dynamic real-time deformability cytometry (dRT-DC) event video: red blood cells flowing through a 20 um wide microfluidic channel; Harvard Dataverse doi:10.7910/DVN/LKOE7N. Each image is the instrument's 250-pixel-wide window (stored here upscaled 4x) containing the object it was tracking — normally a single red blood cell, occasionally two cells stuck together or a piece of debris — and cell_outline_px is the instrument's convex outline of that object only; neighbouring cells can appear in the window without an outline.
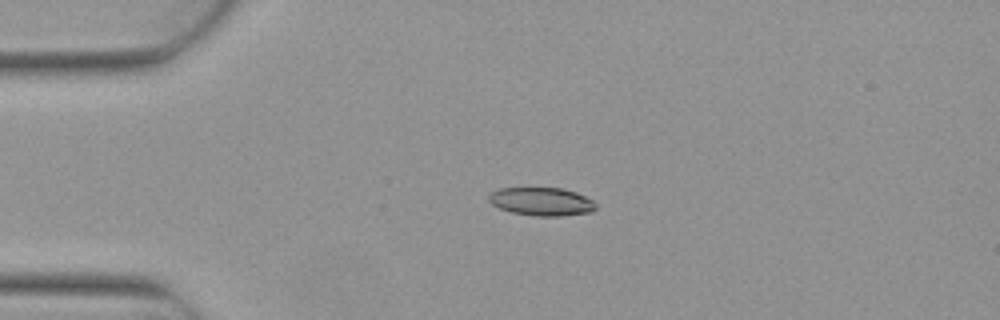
{"species": "Egyptian fruit bat (a non-hibernating species)", "species_latin": "Rousettus aegyptiacus", "temperature_condition": "warm", "stored_images_in_passage": 6, "camera_frame_rate_fps": 3000, "um_per_image_px": 0.085, "animal": {"sex": "female"}, "frame": {"image": 1, "passage_image": 4, "time_ms": 1.0, "image_size_px": [1000, 320], "cell_outline_px": [[596, 208], [588, 212], [560, 216], [536, 216], [512, 212], [500, 208], [492, 204], [488, 200], [488, 196], [492, 192], [500, 188], [564, 188], [576, 192], [592, 200], [596, 204]], "centroid_in_image_um": [46.02, 17.12], "position_along_channel_um": 39.0, "area_um2": 17.46}}
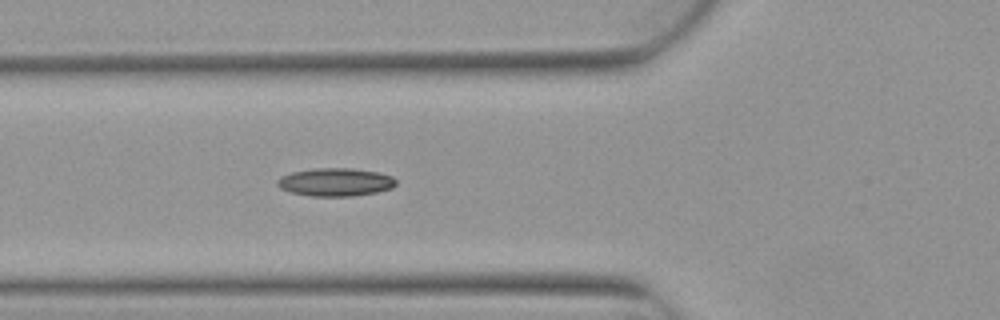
{"frame": {"image": 2, "passage_image": 6, "time_ms": 1.667, "image_size_px": [1000, 320], "cell_outline_px": [[396, 184], [392, 188], [376, 192], [352, 196], [308, 196], [288, 192], [280, 188], [276, 184], [276, 180], [280, 176], [292, 172], [312, 168], [352, 168], [376, 172], [392, 176], [396, 180]], "centroid_in_image_um": [28.46, 15.48], "position_along_channel_um": 97.3, "area_um2": 19.59}}